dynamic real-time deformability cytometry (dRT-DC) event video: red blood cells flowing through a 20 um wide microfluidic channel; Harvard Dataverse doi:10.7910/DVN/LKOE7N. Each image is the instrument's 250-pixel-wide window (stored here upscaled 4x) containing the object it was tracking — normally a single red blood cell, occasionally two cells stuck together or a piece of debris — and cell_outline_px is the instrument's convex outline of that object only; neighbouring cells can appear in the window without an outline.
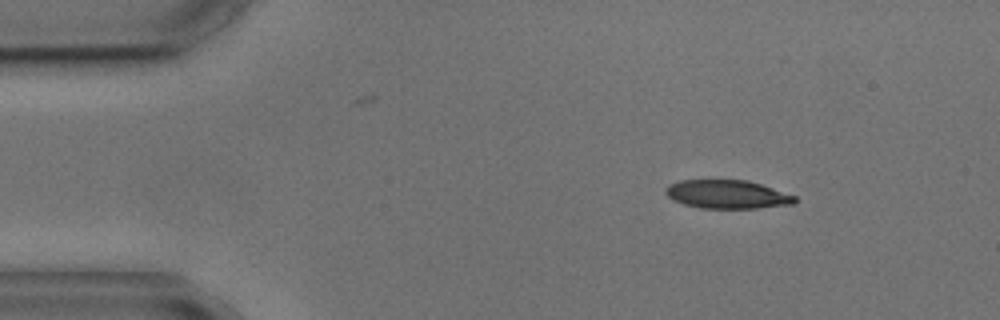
{"species": "common noctule bat (a hibernating species)", "species_latin": "Nyctalus noctula", "temperature_condition": "cold", "stored_images_in_passage": 2, "camera_frame_rate_fps": 3000, "um_per_image_px": 0.085, "animal": {"sex": "male", "body_mass_g": 17.9, "forearm_length_mm": 54.2}, "frame": {"image": 1, "passage_image": 1, "time_ms": 0.0, "image_size_px": [1000, 320], "cell_outline_px": [[796, 200], [792, 204], [756, 208], [700, 208], [684, 204], [672, 200], [664, 192], [664, 188], [668, 184], [680, 180], [748, 180], [796, 196]], "centroid_in_image_um": [61.75, 16.51], "position_along_channel_um": 23.2, "area_um2": 21.44}}